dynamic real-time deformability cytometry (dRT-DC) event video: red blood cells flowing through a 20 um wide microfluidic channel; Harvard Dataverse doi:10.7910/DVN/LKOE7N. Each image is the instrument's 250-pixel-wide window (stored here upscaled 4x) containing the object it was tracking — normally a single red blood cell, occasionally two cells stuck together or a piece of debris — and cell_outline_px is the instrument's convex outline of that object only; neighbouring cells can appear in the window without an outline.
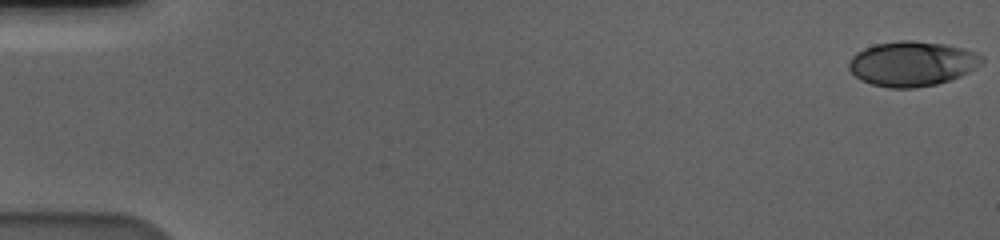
{"species": "human", "species_latin": "Homo sapiens", "temperature_condition": "cold", "stored_images_in_passage": 58, "camera_frame_rate_fps": 3000, "um_per_image_px": 0.085, "donor": {"sex": "male"}, "frame": {"image": 1, "passage_image": 1, "time_ms": 0.0, "image_size_px": [1000, 240], "cell_outline_px": [[984, 60], [980, 64], [968, 72], [960, 76], [936, 84], [912, 88], [888, 88], [872, 84], [856, 76], [848, 68], [848, 64], [852, 56], [856, 52], [864, 48], [876, 44], [900, 40], [912, 40], [944, 44], [976, 52], [984, 56]], "centroid_in_image_um": [77.52, 5.41], "position_along_channel_um": 7.5, "area_um2": 34.51}}
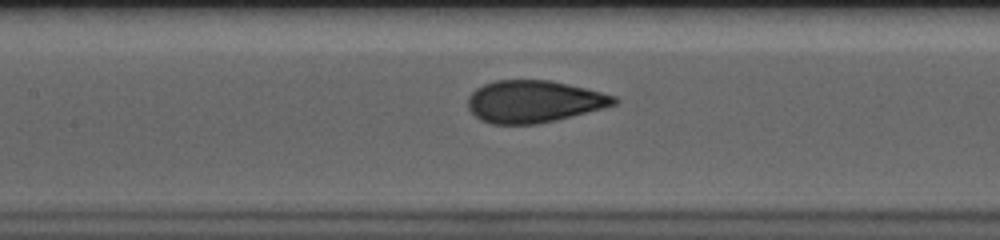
{"frame": {"image": 2, "passage_image": 28, "time_ms": 9.0, "image_size_px": [1000, 240], "cell_outline_px": [[620, 100], [616, 104], [604, 108], [556, 120], [536, 124], [492, 124], [480, 120], [468, 108], [468, 96], [476, 88], [484, 84], [496, 80], [548, 80], [568, 84], [616, 96]], "centroid_in_image_um": [45.37, 8.63], "position_along_channel_um": 162.0, "area_um2": 35.84}}
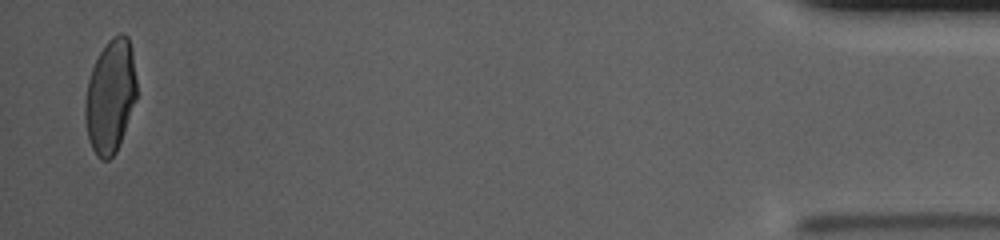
{"frame": {"image": 3, "passage_image": 57, "time_ms": 18.667, "image_size_px": [1000, 240], "cell_outline_px": [[136, 100], [116, 152], [108, 160], [100, 160], [96, 156], [92, 148], [88, 136], [84, 116], [84, 108], [88, 80], [92, 68], [100, 52], [108, 40], [112, 36], [120, 32], [124, 32], [128, 36], [132, 48], [136, 80]], "centroid_in_image_um": [9.38, 8.15], "position_along_channel_um": 425.8, "area_um2": 34.16}, "authors_computed_cell_mechanics": {"area_um2": 34.9401, "velocity_mm_per_s": 3.598, "shape_relaxation_time_tau1_ms": 6.5743, "shape_relaxation_time_tau2_ms": null, "deformation_change_tau1": 0.2097, "deformation_change_tau2": null}}